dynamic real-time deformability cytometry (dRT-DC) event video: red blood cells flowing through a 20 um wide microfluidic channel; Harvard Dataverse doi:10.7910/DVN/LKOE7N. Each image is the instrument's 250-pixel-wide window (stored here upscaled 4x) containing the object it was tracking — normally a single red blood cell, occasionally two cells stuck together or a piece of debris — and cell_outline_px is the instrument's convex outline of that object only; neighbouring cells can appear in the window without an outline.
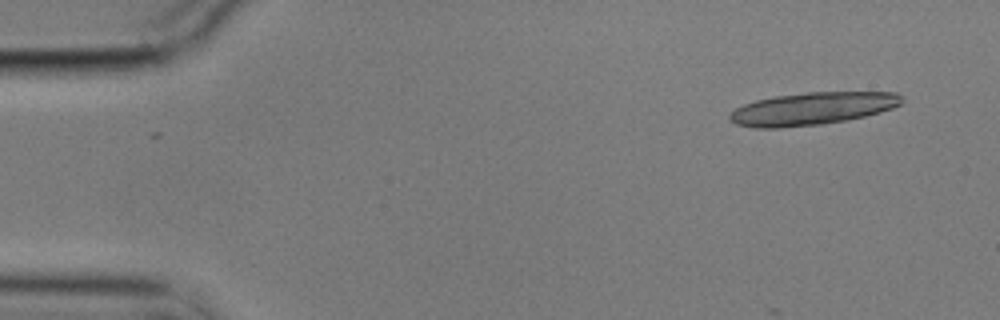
{"species": "common noctule bat (a hibernating species)", "species_latin": "Nyctalus noctula", "temperature_condition": "cold", "stored_images_in_passage": 7, "camera_frame_rate_fps": 3000, "um_per_image_px": 0.085, "animal": {"sex": "male", "body_mass_g": 17.9}, "frame": {"image": 1, "passage_image": 1, "time_ms": 0.0, "image_size_px": [1000, 320], "cell_outline_px": [[904, 100], [900, 104], [892, 108], [880, 112], [864, 116], [844, 120], [820, 124], [780, 128], [756, 128], [736, 124], [728, 120], [728, 116], [736, 108], [744, 104], [756, 100], [772, 96], [808, 92], [896, 92]], "centroid_in_image_um": [69.01, 9.23], "position_along_channel_um": 16.0, "area_um2": 32.6}}